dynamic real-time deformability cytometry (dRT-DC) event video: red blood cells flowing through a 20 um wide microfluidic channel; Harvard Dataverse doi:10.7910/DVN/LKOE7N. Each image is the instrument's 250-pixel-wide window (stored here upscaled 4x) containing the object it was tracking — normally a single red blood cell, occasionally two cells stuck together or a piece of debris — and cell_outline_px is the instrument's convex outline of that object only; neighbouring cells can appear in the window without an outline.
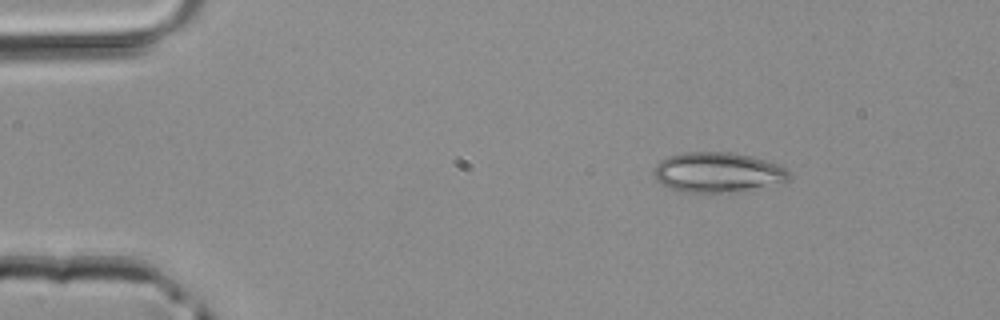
{"species": "common noctule bat (a hibernating species)", "species_latin": "Nyctalus noctula", "temperature_condition": "room temperature", "stored_images_in_passage": 5, "camera_frame_rate_fps": 3000, "um_per_image_px": 0.085, "animal": {"sex": "male", "body_mass_g": 20.4}, "frame": {"image": 1, "passage_image": 5, "time_ms": 1.333, "image_size_px": [1000, 320], "cell_outline_px": [[788, 180], [744, 192], [684, 192], [672, 188], [656, 180], [652, 176], [652, 172], [656, 164], [660, 160], [668, 156], [684, 152], [732, 152], [752, 156], [776, 164], [784, 168], [788, 172]], "centroid_in_image_um": [60.96, 14.65], "position_along_channel_um": 24.0, "area_um2": 31.56}}